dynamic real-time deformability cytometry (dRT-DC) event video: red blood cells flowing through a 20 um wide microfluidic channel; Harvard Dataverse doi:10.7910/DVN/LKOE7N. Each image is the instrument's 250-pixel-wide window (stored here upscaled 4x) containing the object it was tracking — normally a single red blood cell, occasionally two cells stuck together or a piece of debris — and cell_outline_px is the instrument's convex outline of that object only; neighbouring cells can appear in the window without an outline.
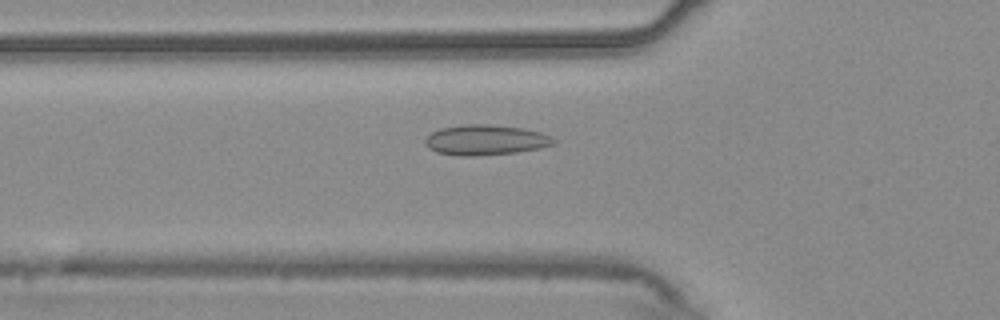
{"species": "common noctule bat (a hibernating species)", "species_latin": "Nyctalus noctula", "temperature_condition": "warm", "stored_images_in_passage": 54, "camera_frame_rate_fps": 3000, "um_per_image_px": 0.085, "animal": {"sex": "male", "body_mass_g": 20.4}, "frame": {"image": 1, "passage_image": 19, "time_ms": 6.0, "image_size_px": [1000, 320], "cell_outline_px": [[556, 144], [540, 148], [516, 152], [472, 156], [460, 156], [436, 152], [428, 148], [424, 144], [424, 140], [432, 132], [440, 128], [468, 124], [488, 124], [520, 128], [540, 132], [556, 140]], "centroid_in_image_um": [41.24, 11.9], "position_along_channel_um": 84.6, "area_um2": 22.54}}
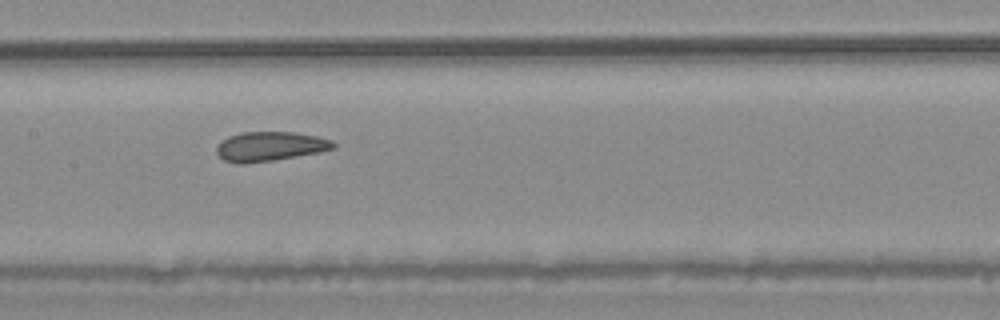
{"frame": {"image": 2, "passage_image": 27, "time_ms": 8.667, "image_size_px": [1000, 320], "cell_outline_px": [[336, 148], [296, 156], [272, 160], [244, 164], [240, 164], [224, 160], [216, 152], [216, 148], [228, 136], [240, 132], [292, 132], [316, 136], [332, 140], [336, 144]], "centroid_in_image_um": [22.94, 12.44], "position_along_channel_um": 184.5, "area_um2": 19.77}}
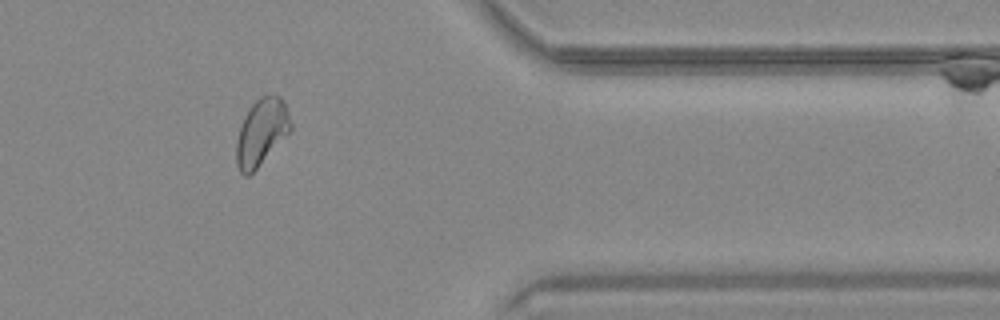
{"frame": {"image": 3, "passage_image": 45, "time_ms": 14.667, "image_size_px": [1000, 320], "cell_outline_px": [[292, 132], [248, 176], [244, 176], [240, 172], [236, 164], [236, 140], [244, 116], [248, 108], [260, 96], [268, 92], [280, 96], [284, 100], [292, 124]], "centroid_in_image_um": [22.25, 11.19], "position_along_channel_um": 389.2, "area_um2": 21.56}, "authors_computed_cell_mechanics": {"area_um2": 21.5305, "velocity_mm_per_s": 3.7153, "shape_relaxation_time_tau1_ms": null, "shape_relaxation_time_tau2_ms": 1.7667, "deformation_change_tau1": null, "deformation_change_tau2": 0.067}}